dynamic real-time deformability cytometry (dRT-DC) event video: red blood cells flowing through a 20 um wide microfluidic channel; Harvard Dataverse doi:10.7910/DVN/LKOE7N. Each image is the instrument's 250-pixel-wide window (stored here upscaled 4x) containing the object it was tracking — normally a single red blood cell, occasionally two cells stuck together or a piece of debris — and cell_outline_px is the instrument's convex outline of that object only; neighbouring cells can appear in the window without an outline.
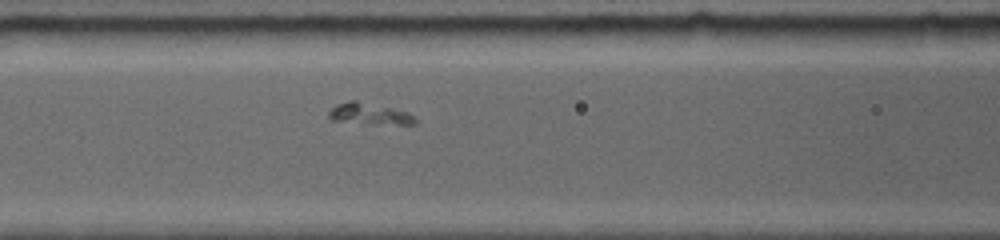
{"species": "common noctule bat (a hibernating species)", "species_latin": "Nyctalus noctula", "temperature_condition": "room temperature", "stored_images_in_passage": 19, "camera_frame_rate_fps": 5000, "um_per_image_px": 0.085, "animal": {"sex": "female", "body_mass_g": 19.0, "forearm_length_mm": 56.7}, "frame": {"image": 1, "passage_image": 6, "time_ms": 3.0, "image_size_px": [1000, 240], "cell_outline_px": [[416, 124], [400, 124], [332, 120], [328, 116], [328, 112], [336, 104], [348, 100], [356, 100], [408, 112], [416, 120]], "centroid_in_image_um": [31.37, 9.64], "position_along_channel_um": 135.2, "area_um2": 10.29}}
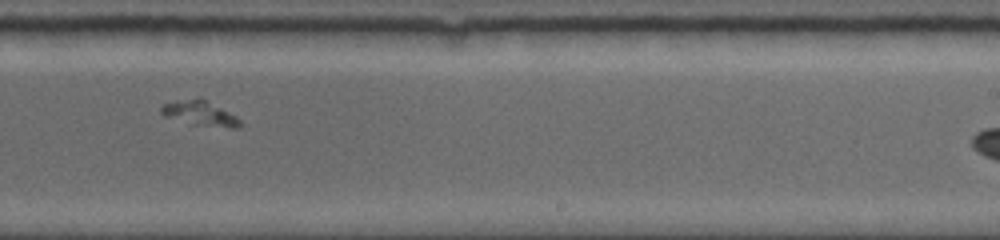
{"frame": {"image": 2, "passage_image": 12, "time_ms": 6.6, "image_size_px": [1000, 240], "cell_outline_px": [[240, 128], [228, 128], [196, 124], [164, 116], [160, 112], [160, 108], [164, 104], [200, 96], [236, 116], [240, 120]], "centroid_in_image_um": [17.03, 9.61], "position_along_channel_um": 272.0, "area_um2": 11.21}}
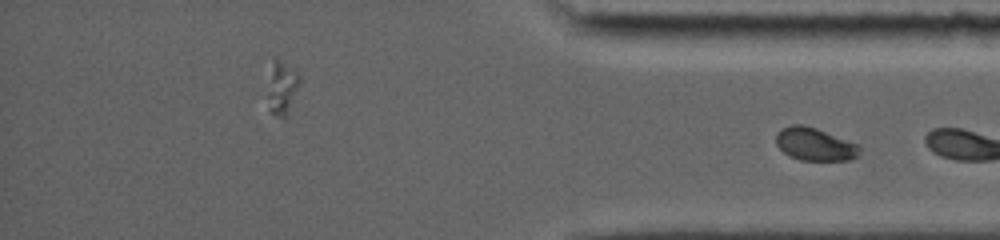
{"frame": {"image": 3, "passage_image": 19, "time_ms": 10.8, "image_size_px": [1000, 240], "cell_outline_px": [[860, 152], [856, 156], [848, 160], [800, 160], [784, 152], [776, 144], [776, 132], [780, 128], [792, 124], [800, 124], [816, 128], [860, 144]], "centroid_in_image_um": [69.26, 12.24], "position_along_channel_um": 365.9, "area_um2": 16.01}}